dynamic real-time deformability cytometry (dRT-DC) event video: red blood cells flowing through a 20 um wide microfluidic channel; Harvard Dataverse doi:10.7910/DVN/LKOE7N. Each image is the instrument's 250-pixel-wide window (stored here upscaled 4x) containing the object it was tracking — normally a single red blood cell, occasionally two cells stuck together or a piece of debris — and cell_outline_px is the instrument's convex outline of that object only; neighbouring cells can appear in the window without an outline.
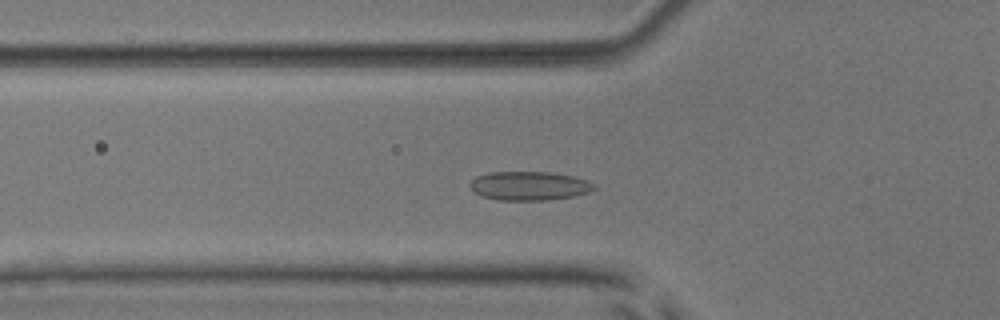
{"species": "common noctule bat (a hibernating species)", "species_latin": "Nyctalus noctula", "temperature_condition": "room temperature", "stored_images_in_passage": 50, "camera_frame_rate_fps": 3000, "um_per_image_px": 0.085, "animal": {"sex": "male", "body_mass_g": 17.9, "forearm_length_mm": 54.2}, "frame": {"image": 1, "passage_image": 15, "time_ms": 4.667, "image_size_px": [1000, 320], "cell_outline_px": [[596, 188], [592, 192], [572, 196], [548, 200], [496, 200], [480, 196], [472, 192], [468, 184], [476, 176], [488, 172], [552, 172], [572, 176], [588, 180], [596, 184]], "centroid_in_image_um": [44.97, 15.8], "position_along_channel_um": 80.8, "area_um2": 21.27}}
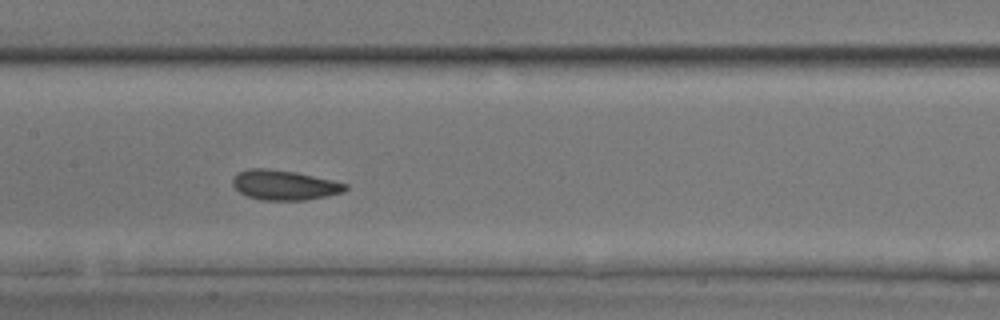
{"frame": {"image": 2, "passage_image": 23, "time_ms": 7.333, "image_size_px": [1000, 320], "cell_outline_px": [[348, 188], [344, 192], [328, 196], [304, 200], [260, 200], [248, 196], [240, 192], [232, 184], [232, 180], [240, 172], [248, 168], [268, 168], [296, 172], [332, 180], [348, 184]], "centroid_in_image_um": [24.2, 15.73], "position_along_channel_um": 183.2, "area_um2": 19.59}}
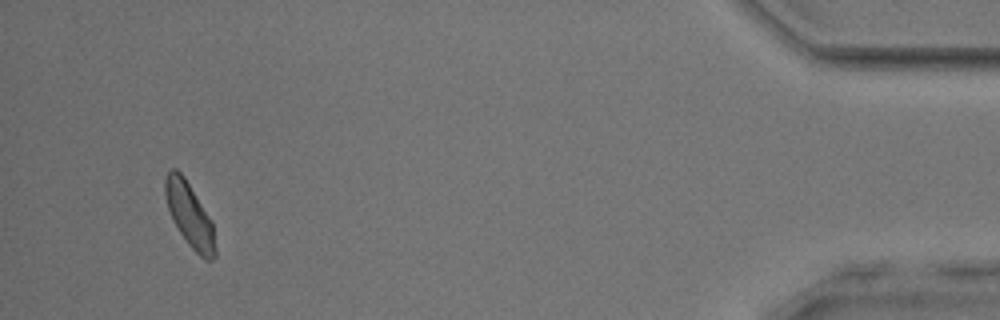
{"frame": {"image": 3, "passage_image": 47, "time_ms": 15.333, "image_size_px": [1000, 320], "cell_outline_px": [[216, 256], [212, 260], [204, 260], [188, 244], [172, 220], [168, 208], [164, 192], [164, 180], [168, 172], [172, 168], [176, 168], [184, 176], [212, 220], [216, 248]], "centroid_in_image_um": [16.12, 18.28], "position_along_channel_um": 419.1, "area_um2": 18.79}, "authors_computed_cell_mechanics": {"area_um2": 19.4208, "velocity_mm_per_s": 3.8358, "shape_relaxation_time_tau1_ms": 5.7018, "shape_relaxation_time_tau2_ms": 5.4437, "deformation_change_tau1": 0.0908, "deformation_change_tau2": 0.0866}}